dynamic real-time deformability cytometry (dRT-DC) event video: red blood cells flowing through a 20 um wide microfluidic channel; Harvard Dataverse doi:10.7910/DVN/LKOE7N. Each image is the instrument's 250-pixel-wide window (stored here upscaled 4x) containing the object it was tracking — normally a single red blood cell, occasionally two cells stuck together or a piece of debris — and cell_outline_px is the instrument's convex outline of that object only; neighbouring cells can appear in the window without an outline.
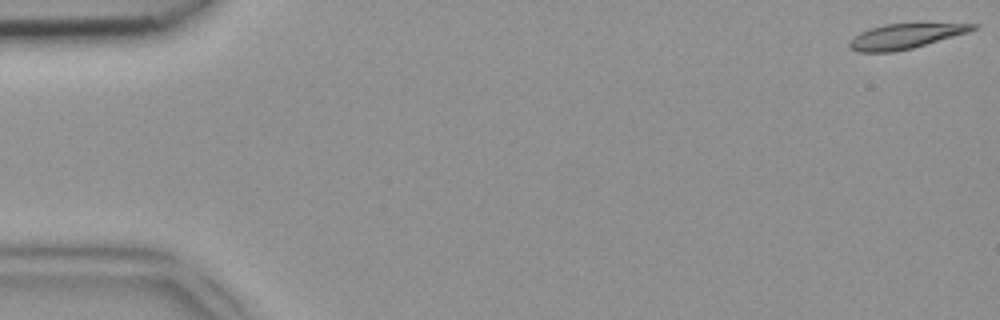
{"species": "common noctule bat (a hibernating species)", "species_latin": "Nyctalus noctula", "temperature_condition": "room temperature", "stored_images_in_passage": 49, "camera_frame_rate_fps": 3000, "um_per_image_px": 0.085, "animal": {"sex": "female", "body_mass_g": 18.4}, "frame": {"image": 1, "passage_image": 1, "time_ms": 0.0, "image_size_px": [1000, 320], "cell_outline_px": [[980, 28], [968, 32], [912, 48], [892, 52], [860, 52], [852, 48], [848, 44], [852, 36], [860, 32], [884, 24], [980, 24]], "centroid_in_image_um": [76.94, 3.08], "position_along_channel_um": 8.1, "area_um2": 17.63}}
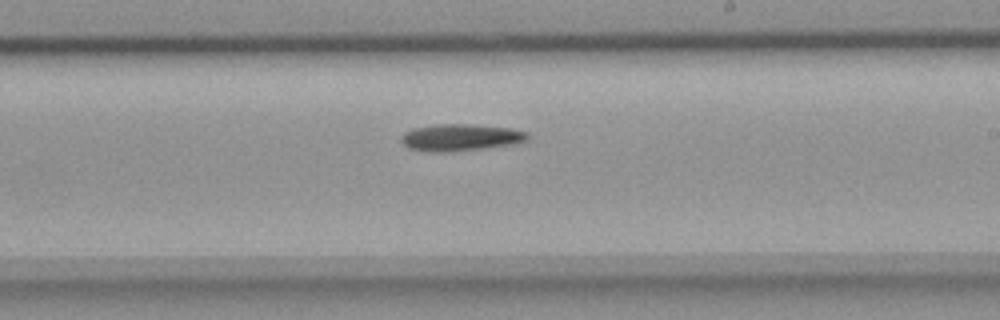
{"frame": {"image": 2, "passage_image": 29, "time_ms": 9.333, "image_size_px": [1000, 320], "cell_outline_px": [[528, 140], [516, 144], [484, 148], [448, 152], [424, 152], [408, 148], [400, 140], [400, 136], [404, 132], [412, 128], [436, 124], [468, 124], [508, 128], [528, 132]], "centroid_in_image_um": [39.1, 11.69], "position_along_channel_um": 249.9, "area_um2": 20.0}}
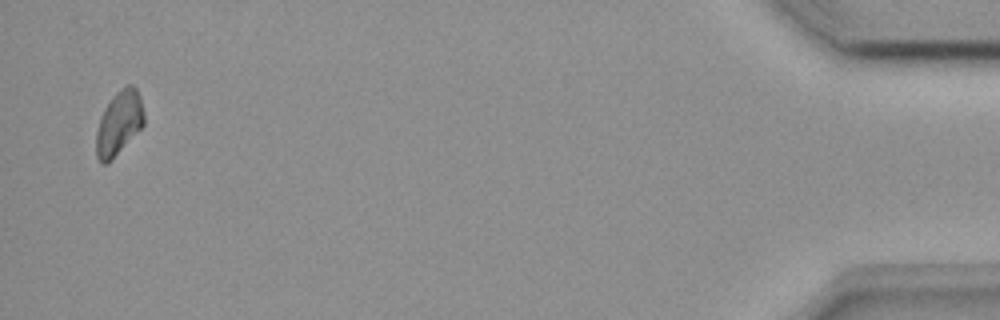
{"frame": {"image": 3, "passage_image": 48, "time_ms": 15.667, "image_size_px": [1000, 320], "cell_outline_px": [[144, 124], [112, 160], [108, 164], [100, 164], [96, 156], [96, 132], [100, 116], [104, 108], [112, 96], [124, 84], [132, 84], [136, 88], [140, 96], [144, 112]], "centroid_in_image_um": [10.09, 10.45], "position_along_channel_um": 425.1, "area_um2": 18.09}}